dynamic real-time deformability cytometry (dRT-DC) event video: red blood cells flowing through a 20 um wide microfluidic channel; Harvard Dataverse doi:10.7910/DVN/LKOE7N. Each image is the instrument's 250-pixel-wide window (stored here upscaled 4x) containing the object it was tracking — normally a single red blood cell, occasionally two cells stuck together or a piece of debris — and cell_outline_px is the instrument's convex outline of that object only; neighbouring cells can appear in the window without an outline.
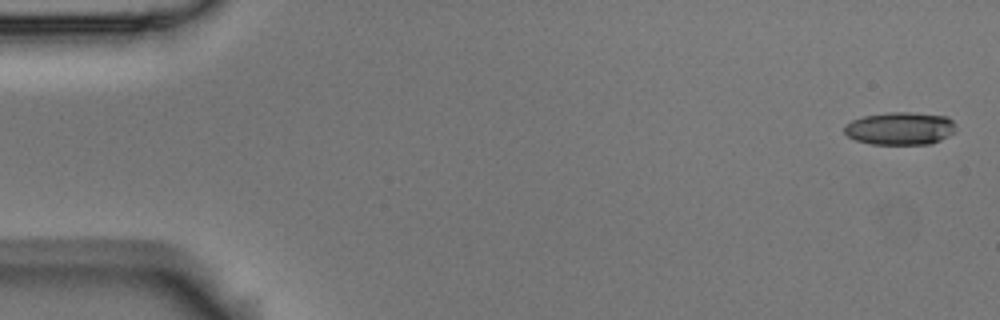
{"species": "Egyptian fruit bat (a non-hibernating species)", "species_latin": "Rousettus aegyptiacus", "temperature_condition": "room temperature", "stored_images_in_passage": 6, "segment_of_instrument_passage": [1, 2], "camera_frame_rate_fps": 3000, "um_per_image_px": 0.085, "animal": {"sex": "male"}, "frame": {"image": 1, "passage_image": 1, "time_ms": 0.0, "image_size_px": [1000, 320], "cell_outline_px": [[956, 132], [932, 144], [872, 144], [856, 140], [848, 136], [844, 132], [844, 128], [852, 120], [864, 116], [888, 112], [912, 112], [948, 116], [956, 124]], "centroid_in_image_um": [76.57, 10.91], "position_along_channel_um": 8.4, "area_um2": 21.44}}